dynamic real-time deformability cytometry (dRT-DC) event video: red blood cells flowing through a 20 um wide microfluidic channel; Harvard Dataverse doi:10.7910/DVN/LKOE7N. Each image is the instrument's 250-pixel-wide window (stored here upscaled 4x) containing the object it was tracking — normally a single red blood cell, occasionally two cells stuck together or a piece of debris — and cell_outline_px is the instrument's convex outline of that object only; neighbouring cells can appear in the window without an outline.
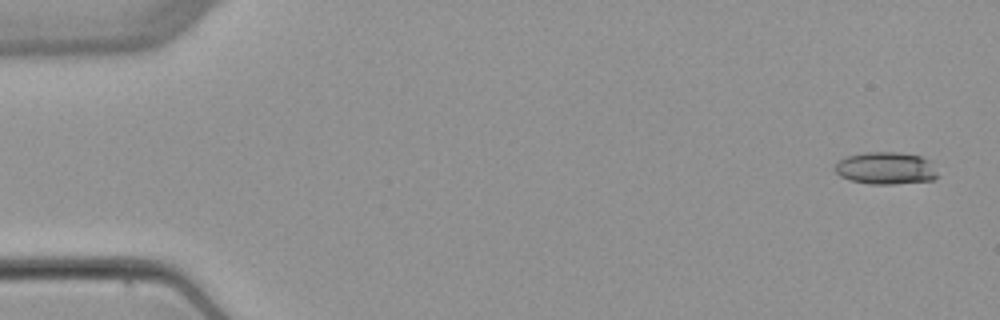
{"species": "common noctule bat (a hibernating species)", "species_latin": "Nyctalus noctula", "temperature_condition": "warm", "stored_images_in_passage": 4, "camera_frame_rate_fps": 3000, "um_per_image_px": 0.085, "animal": {"sex": "female", "body_mass_g": 22.7, "forearm_length_mm": 54.2}, "frame": {"image": 1, "passage_image": 1, "time_ms": 0.0, "image_size_px": [1000, 320], "cell_outline_px": [[936, 176], [932, 180], [892, 184], [872, 184], [848, 180], [840, 176], [832, 168], [840, 160], [848, 156], [864, 152], [900, 152], [920, 156], [932, 160], [936, 172]], "centroid_in_image_um": [75.28, 14.29], "position_along_channel_um": 9.7, "area_um2": 19.42}}
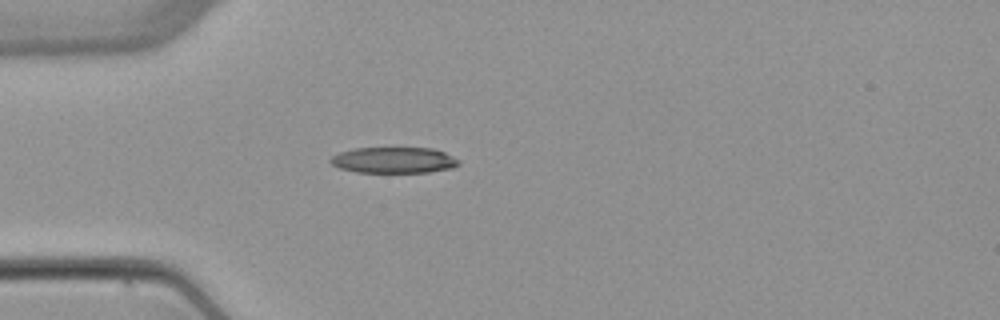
{"frame": {"image": 2, "passage_image": 4, "time_ms": 4.333, "image_size_px": [1000, 320], "cell_outline_px": [[460, 164], [452, 168], [428, 172], [356, 172], [340, 168], [332, 164], [328, 160], [332, 156], [340, 152], [352, 148], [432, 148], [444, 152], [460, 160]], "centroid_in_image_um": [33.47, 13.61], "position_along_channel_um": 51.5, "area_um2": 19.42}}